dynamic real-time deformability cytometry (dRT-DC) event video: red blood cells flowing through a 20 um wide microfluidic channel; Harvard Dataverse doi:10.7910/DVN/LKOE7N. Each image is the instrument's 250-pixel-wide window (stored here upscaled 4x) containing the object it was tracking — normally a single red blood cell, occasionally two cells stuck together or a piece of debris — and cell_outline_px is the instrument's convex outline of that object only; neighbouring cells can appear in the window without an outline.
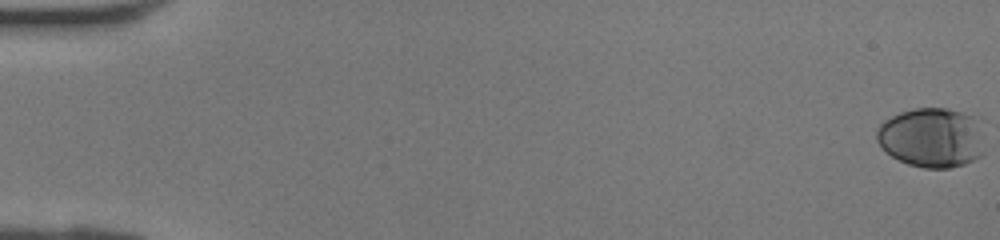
{"species": "human", "species_latin": "Homo sapiens", "temperature_condition": "room temperature", "stored_images_in_passage": 22, "camera_frame_rate_fps": 3000, "um_per_image_px": 0.085, "donor": {"sex": "female"}, "frame": {"image": 1, "passage_image": 1, "time_ms": 0.0, "image_size_px": [1000, 240], "cell_outline_px": [[984, 152], [980, 156], [964, 164], [948, 168], [924, 168], [908, 164], [892, 156], [876, 140], [876, 128], [884, 120], [900, 112], [916, 108], [948, 108], [972, 116]], "centroid_in_image_um": [79.11, 11.7], "position_along_channel_um": 5.9, "area_um2": 36.76}}
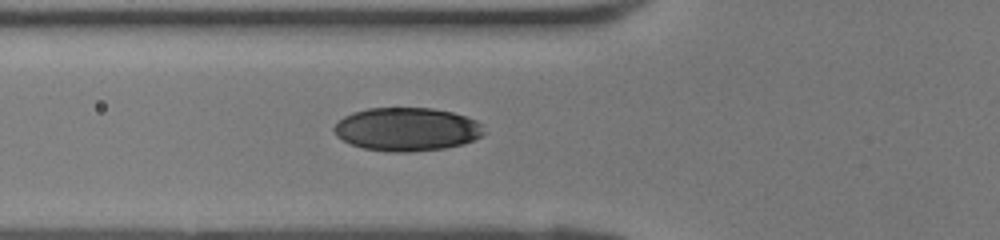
{"frame": {"image": 2, "passage_image": 17, "time_ms": 5.333, "image_size_px": [1000, 240], "cell_outline_px": [[484, 132], [480, 136], [464, 144], [444, 148], [408, 152], [388, 152], [364, 148], [352, 144], [336, 136], [332, 128], [344, 116], [352, 112], [368, 108], [432, 108], [452, 112], [476, 120], [480, 124]], "centroid_in_image_um": [34.56, 10.98], "position_along_channel_um": 91.2, "area_um2": 37.74}}
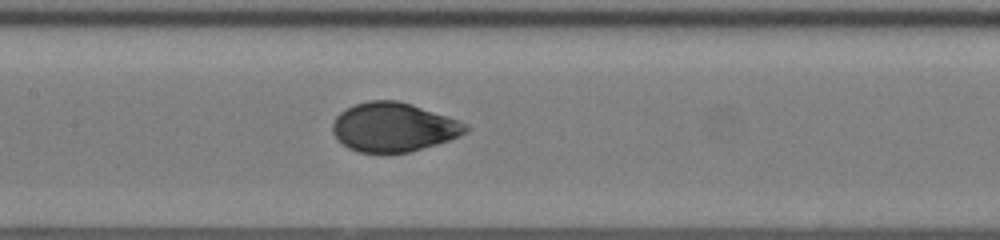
{"frame": {"image": 3, "passage_image": 22, "time_ms": 7.0, "image_size_px": [1000, 240], "cell_outline_px": [[472, 128], [468, 132], [460, 136], [436, 144], [408, 152], [356, 152], [348, 148], [332, 132], [332, 124], [336, 116], [344, 108], [368, 100], [396, 100], [412, 104], [460, 120], [468, 124]], "centroid_in_image_um": [33.48, 10.79], "position_along_channel_um": 173.9, "area_um2": 38.15}}